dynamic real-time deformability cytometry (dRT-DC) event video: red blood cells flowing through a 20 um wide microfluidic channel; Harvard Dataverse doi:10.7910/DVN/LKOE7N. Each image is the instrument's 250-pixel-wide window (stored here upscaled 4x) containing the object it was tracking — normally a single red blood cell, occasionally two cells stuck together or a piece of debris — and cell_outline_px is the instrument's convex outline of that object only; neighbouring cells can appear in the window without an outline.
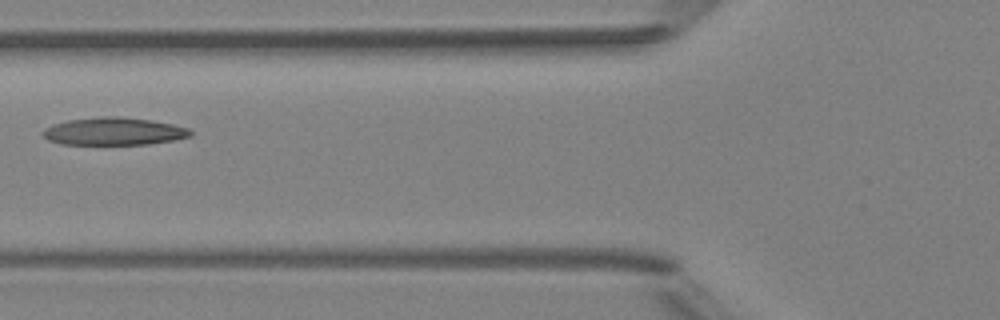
{"species": "Egyptian fruit bat (a non-hibernating species)", "species_latin": "Rousettus aegyptiacus", "temperature_condition": "room temperature", "stored_images_in_passage": 7, "camera_frame_rate_fps": 3000, "um_per_image_px": 0.085, "animal": {"sex": "female"}, "frame": {"image": 1, "passage_image": 6, "time_ms": 5.667, "image_size_px": [1000, 320], "cell_outline_px": [[192, 136], [172, 140], [148, 144], [60, 144], [48, 140], [40, 132], [44, 128], [52, 124], [68, 120], [100, 116], [120, 116], [152, 120], [172, 124], [188, 128], [192, 132]], "centroid_in_image_um": [9.64, 11.15], "position_along_channel_um": 116.2, "area_um2": 23.87}}
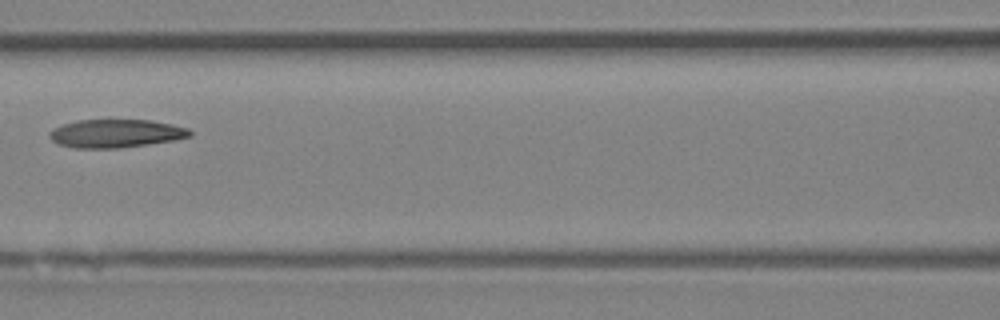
{"frame": {"image": 2, "passage_image": 7, "time_ms": 6.667, "image_size_px": [1000, 320], "cell_outline_px": [[192, 136], [172, 140], [120, 148], [72, 148], [60, 144], [52, 140], [48, 136], [48, 132], [64, 124], [76, 120], [152, 120], [172, 124], [188, 128], [192, 132]], "centroid_in_image_um": [9.84, 11.34], "position_along_channel_um": 156.8, "area_um2": 23.0}}